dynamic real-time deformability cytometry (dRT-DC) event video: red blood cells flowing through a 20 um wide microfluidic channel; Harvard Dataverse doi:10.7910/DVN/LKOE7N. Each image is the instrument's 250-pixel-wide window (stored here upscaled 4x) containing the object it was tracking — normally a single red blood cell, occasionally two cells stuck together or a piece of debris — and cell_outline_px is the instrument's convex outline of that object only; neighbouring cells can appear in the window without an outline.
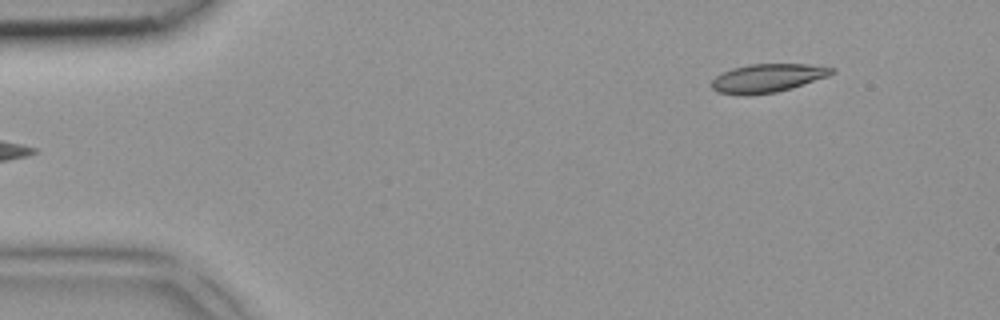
{"species": "common noctule bat (a hibernating species)", "species_latin": "Nyctalus noctula", "temperature_condition": "room temperature", "stored_images_in_passage": 4, "camera_frame_rate_fps": 3000, "um_per_image_px": 0.085, "animal": {"sex": "female", "body_mass_g": 18.4}, "frame": {"image": 1, "passage_image": 4, "time_ms": 1.0, "image_size_px": [1000, 320], "cell_outline_px": [[836, 72], [828, 76], [792, 88], [776, 92], [748, 96], [744, 96], [716, 92], [712, 88], [712, 80], [716, 76], [732, 68], [748, 64], [808, 64], [836, 68]], "centroid_in_image_um": [65.24, 6.64], "position_along_channel_um": 19.8, "area_um2": 20.11}}